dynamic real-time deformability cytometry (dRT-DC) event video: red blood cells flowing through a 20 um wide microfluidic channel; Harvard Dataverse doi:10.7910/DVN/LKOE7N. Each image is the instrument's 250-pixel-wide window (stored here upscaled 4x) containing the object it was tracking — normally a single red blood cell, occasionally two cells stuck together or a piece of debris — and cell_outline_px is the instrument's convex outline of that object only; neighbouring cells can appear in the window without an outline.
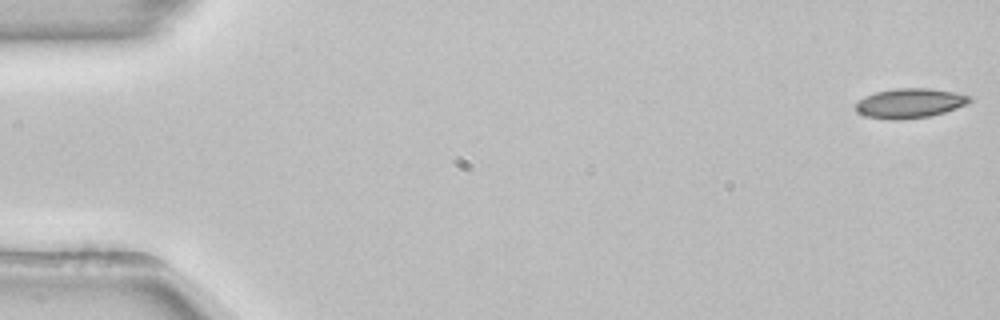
{"species": "common noctule bat (a hibernating species)", "species_latin": "Nyctalus noctula", "temperature_condition": "room temperature", "stored_images_in_passage": 53, "camera_frame_rate_fps": 3000, "um_per_image_px": 0.085, "animal": {"sex": "female", "body_mass_g": 22.7, "forearm_length_mm": 54.2}, "frame": {"image": 1, "passage_image": 1, "time_ms": 0.0, "image_size_px": [1000, 320], "cell_outline_px": [[972, 100], [968, 104], [944, 112], [928, 116], [900, 120], [888, 120], [868, 116], [856, 112], [856, 100], [864, 96], [876, 92], [896, 88], [928, 88], [952, 92], [972, 96]], "centroid_in_image_um": [77.31, 8.77], "position_along_channel_um": 7.7, "area_um2": 19.71}}
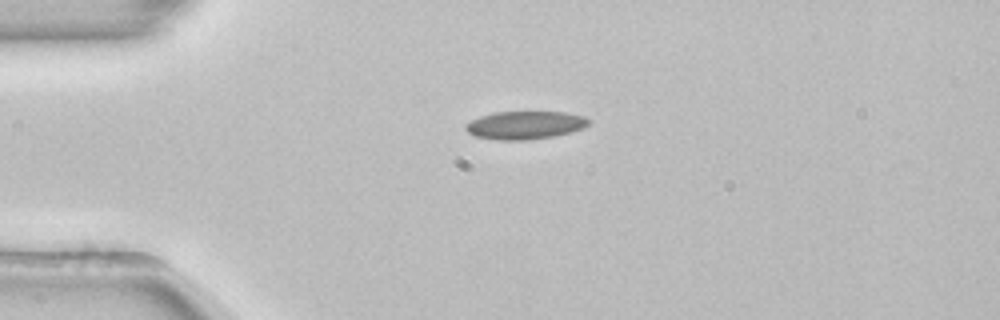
{"frame": {"image": 2, "passage_image": 13, "time_ms": 4.0, "image_size_px": [1000, 320], "cell_outline_px": [[592, 120], [584, 128], [556, 136], [528, 140], [496, 140], [476, 136], [468, 132], [464, 128], [464, 124], [480, 116], [496, 112], [564, 112], [584, 116]], "centroid_in_image_um": [44.64, 10.64], "position_along_channel_um": 40.4, "area_um2": 20.23}}
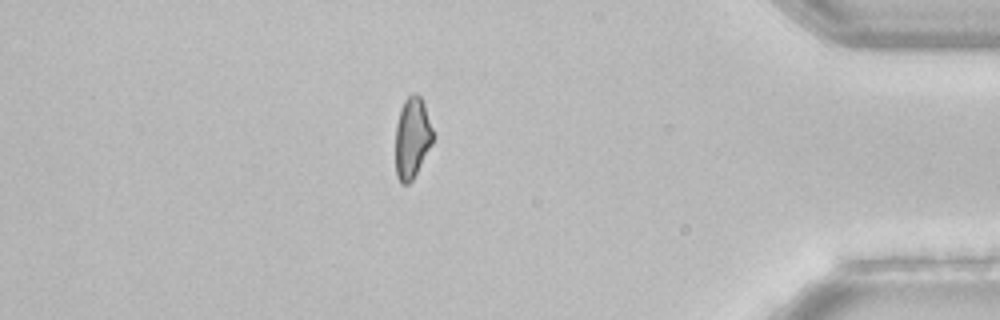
{"frame": {"image": 3, "passage_image": 46, "time_ms": 15.0, "image_size_px": [1000, 320], "cell_outline_px": [[432, 144], [412, 180], [408, 184], [400, 184], [396, 176], [396, 124], [400, 108], [404, 100], [412, 92], [416, 92], [420, 96], [424, 104], [432, 128]], "centroid_in_image_um": [35.01, 11.7], "position_along_channel_um": 400.2, "area_um2": 17.63}}